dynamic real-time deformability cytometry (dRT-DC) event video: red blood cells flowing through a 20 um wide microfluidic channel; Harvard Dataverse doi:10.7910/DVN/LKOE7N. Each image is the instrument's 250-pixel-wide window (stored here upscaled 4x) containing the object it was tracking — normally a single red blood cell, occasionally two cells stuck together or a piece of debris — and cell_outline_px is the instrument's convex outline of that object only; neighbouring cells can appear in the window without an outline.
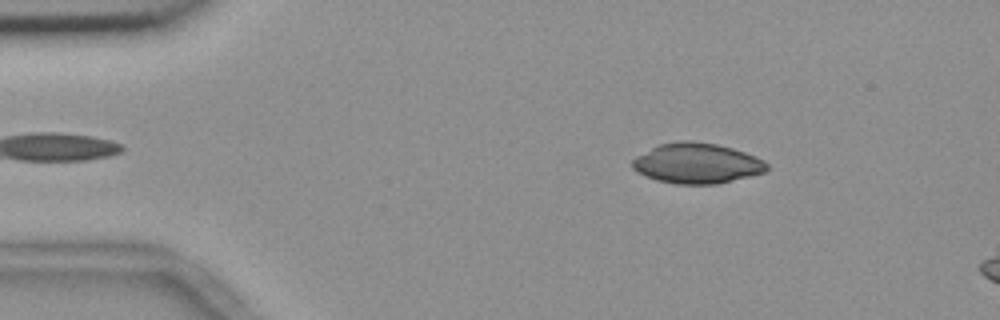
{"species": "common noctule bat (a hibernating species)", "species_latin": "Nyctalus noctula", "temperature_condition": "room temperature", "stored_images_in_passage": 3, "camera_frame_rate_fps": 3000, "um_per_image_px": 0.085, "animal": {"sex": "female", "body_mass_g": 18.4}, "frame": {"image": 1, "passage_image": 1, "time_ms": 0.0, "image_size_px": [1000, 320], "cell_outline_px": [[768, 168], [764, 172], [716, 184], [676, 184], [656, 180], [636, 172], [632, 168], [632, 160], [636, 156], [660, 144], [680, 140], [688, 140], [716, 144], [732, 148], [756, 156], [764, 160], [768, 164]], "centroid_in_image_um": [59.22, 13.88], "position_along_channel_um": 25.8, "area_um2": 31.5}}